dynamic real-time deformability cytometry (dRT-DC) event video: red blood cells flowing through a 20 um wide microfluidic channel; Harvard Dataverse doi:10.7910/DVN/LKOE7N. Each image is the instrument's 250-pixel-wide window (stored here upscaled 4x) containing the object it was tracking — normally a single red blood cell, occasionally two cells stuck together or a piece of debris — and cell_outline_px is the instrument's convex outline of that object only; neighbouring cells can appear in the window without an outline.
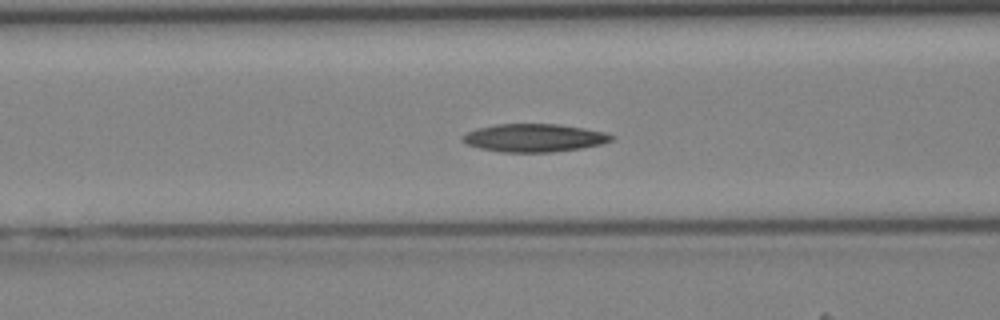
{"species": "Egyptian fruit bat (a non-hibernating species)", "species_latin": "Rousettus aegyptiacus", "temperature_condition": "cold", "stored_images_in_passage": 43, "segment_of_instrument_passage": [1, 2], "camera_frame_rate_fps": 3000, "um_per_image_px": 0.085, "animal": {"sex": "female"}, "frame": {"image": 1, "passage_image": 17, "time_ms": 5.333, "image_size_px": [1000, 320], "cell_outline_px": [[616, 136], [612, 140], [600, 144], [580, 148], [552, 152], [504, 152], [480, 148], [468, 144], [460, 140], [460, 136], [476, 128], [496, 124], [560, 124], [584, 128], [604, 132]], "centroid_in_image_um": [45.38, 11.71], "position_along_channel_um": 121.2, "area_um2": 24.28}}
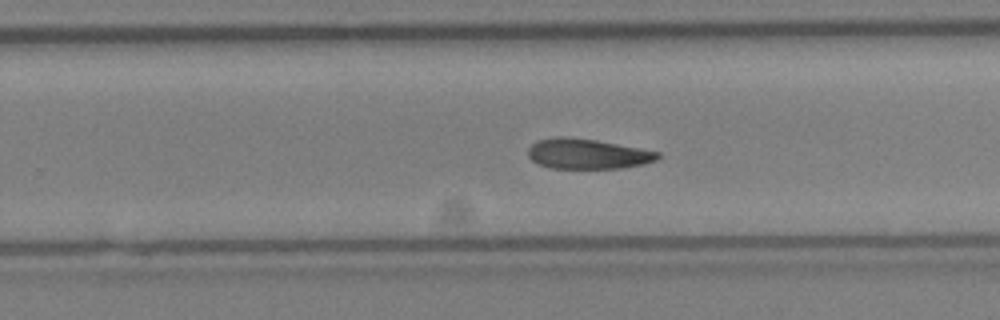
{"frame": {"image": 2, "passage_image": 27, "time_ms": 8.667, "image_size_px": [1000, 320], "cell_outline_px": [[660, 156], [656, 160], [644, 164], [620, 168], [552, 168], [536, 164], [528, 156], [528, 148], [532, 144], [540, 140], [556, 136], [560, 136], [596, 140], [660, 152]], "centroid_in_image_um": [49.92, 13.08], "position_along_channel_um": 279.9, "area_um2": 22.66}}
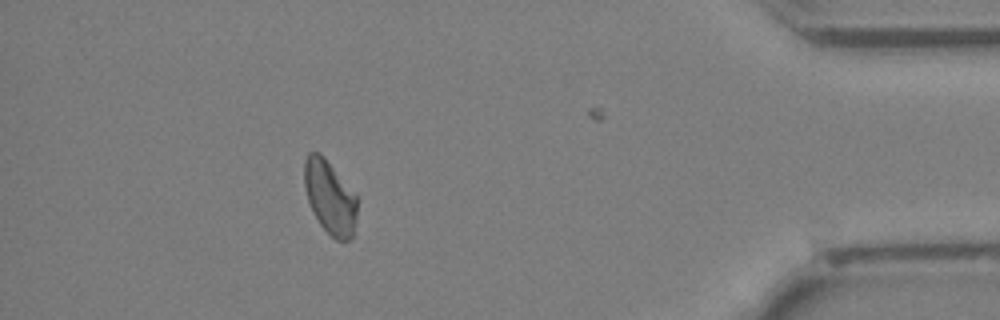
{"frame": {"image": 3, "passage_image": 38, "time_ms": 12.333, "image_size_px": [1000, 320], "cell_outline_px": [[356, 216], [352, 236], [348, 240], [336, 240], [320, 224], [312, 212], [308, 200], [304, 184], [304, 160], [308, 152], [320, 152], [324, 156], [356, 196]], "centroid_in_image_um": [28.0, 16.74], "position_along_channel_um": 407.2, "area_um2": 22.31}}